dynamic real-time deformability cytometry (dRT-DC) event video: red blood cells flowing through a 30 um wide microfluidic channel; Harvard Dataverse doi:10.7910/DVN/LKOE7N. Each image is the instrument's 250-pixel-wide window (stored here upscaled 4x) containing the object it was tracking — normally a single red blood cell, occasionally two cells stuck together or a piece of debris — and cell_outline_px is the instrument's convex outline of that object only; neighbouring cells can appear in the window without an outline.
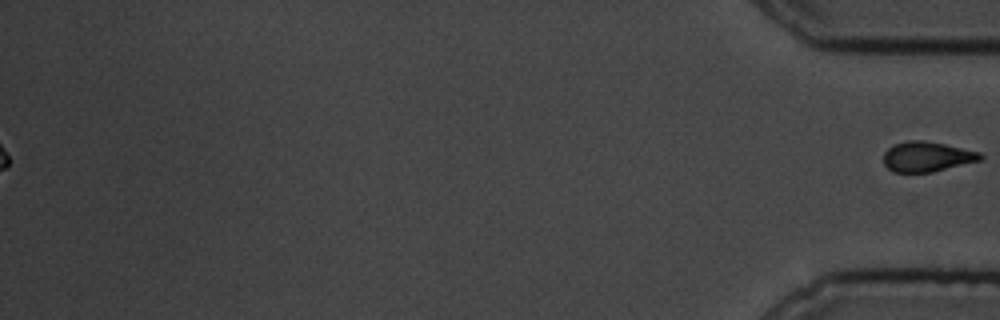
{"species": "common noctule bat (a hibernating species)", "species_latin": "Nyctalus noctula", "temperature_condition": "cold", "stored_images_in_passage": 46, "segment_of_instrument_passage": [2, 2], "camera_frame_rate_fps": 3000, "um_per_image_px": 0.085, "animal": {"sex": "male", "body_mass_g": 19.5, "forearm_length_mm": 54.6}, "frame": {"image": 1, "passage_image": 46, "time_ms": 15.0, "image_size_px": [1000, 320], "cell_outline_px": [[984, 156], [980, 160], [932, 172], [892, 172], [884, 164], [884, 152], [892, 144], [908, 140], [924, 140], [944, 144], [980, 152]], "centroid_in_image_um": [78.76, 13.31], "position_along_channel_um": 356.4, "area_um2": 16.94}}